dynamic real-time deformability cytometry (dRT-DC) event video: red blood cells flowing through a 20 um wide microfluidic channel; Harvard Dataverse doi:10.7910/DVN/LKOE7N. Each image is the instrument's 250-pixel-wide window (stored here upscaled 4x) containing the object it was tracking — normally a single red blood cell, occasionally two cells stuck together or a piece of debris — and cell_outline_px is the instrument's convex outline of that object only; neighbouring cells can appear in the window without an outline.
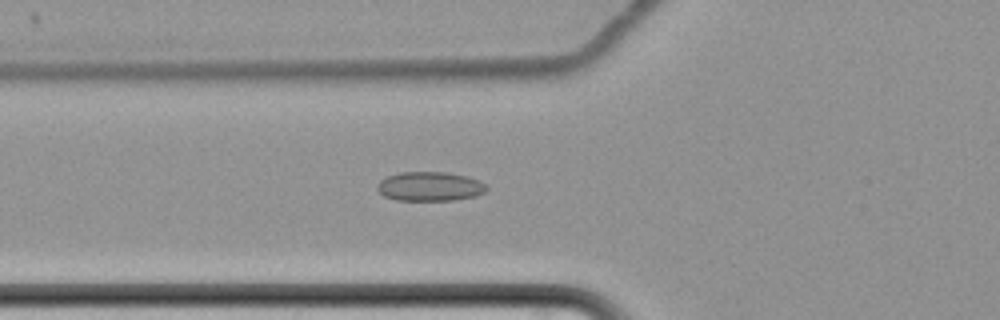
{"species": "common noctule bat (a hibernating species)", "species_latin": "Nyctalus noctula", "temperature_condition": "cold", "stored_images_in_passage": 66, "camera_frame_rate_fps": 3000, "um_per_image_px": 0.085, "animal": {"sex": "female", "body_mass_g": 22.7, "forearm_length_mm": 54.2}, "frame": {"image": 1, "passage_image": 28, "time_ms": 9.0, "image_size_px": [1000, 320], "cell_outline_px": [[488, 188], [484, 192], [476, 196], [452, 200], [396, 200], [384, 196], [376, 188], [380, 180], [388, 176], [400, 172], [448, 172], [480, 180]], "centroid_in_image_um": [36.53, 15.84], "position_along_channel_um": 89.3, "area_um2": 18.55}}
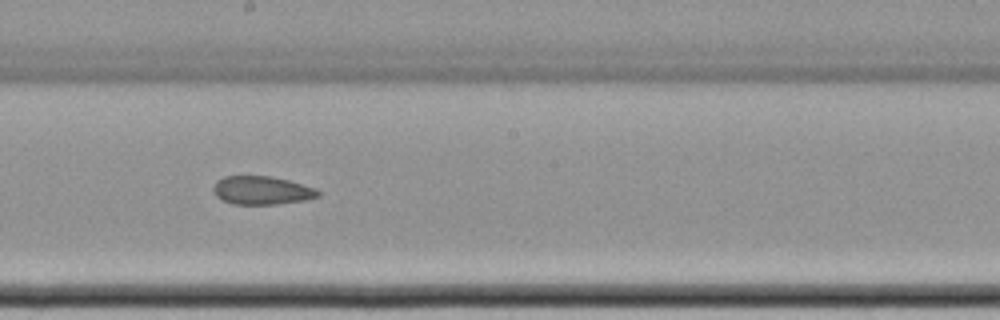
{"frame": {"image": 2, "passage_image": 40, "time_ms": 13.0, "image_size_px": [1000, 320], "cell_outline_px": [[320, 196], [304, 200], [276, 204], [232, 204], [220, 200], [216, 196], [212, 188], [216, 180], [224, 176], [272, 176], [288, 180], [316, 188], [320, 192]], "centroid_in_image_um": [22.22, 16.18], "position_along_channel_um": 226.0, "area_um2": 17.46}}
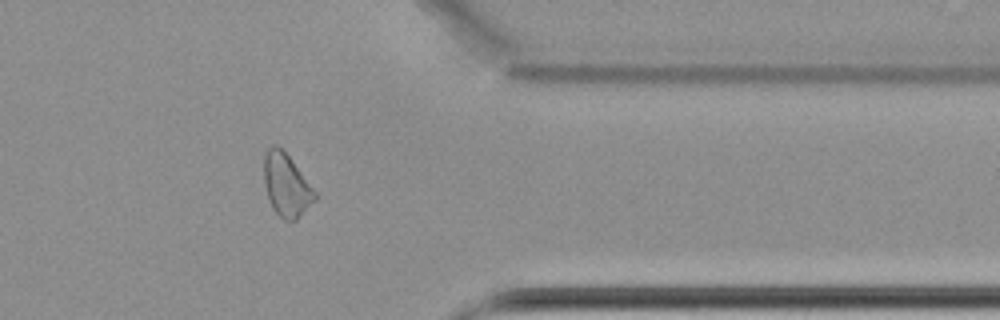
{"frame": {"image": 3, "passage_image": 55, "time_ms": 18.0, "image_size_px": [1000, 320], "cell_outline_px": [[316, 200], [296, 220], [284, 220], [272, 208], [268, 200], [264, 184], [264, 152], [272, 144], [276, 144], [288, 156], [316, 192]], "centroid_in_image_um": [24.31, 15.74], "position_along_channel_um": 387.1, "area_um2": 18.5}, "authors_computed_cell_mechanics": {"area_um2": 19.2185, "velocity_mm_per_s": 3.424, "shape_relaxation_time_tau1_ms": null, "shape_relaxation_time_tau2_ms": 6.6456, "deformation_change_tau1": null, "deformation_change_tau2": 0.1313}}